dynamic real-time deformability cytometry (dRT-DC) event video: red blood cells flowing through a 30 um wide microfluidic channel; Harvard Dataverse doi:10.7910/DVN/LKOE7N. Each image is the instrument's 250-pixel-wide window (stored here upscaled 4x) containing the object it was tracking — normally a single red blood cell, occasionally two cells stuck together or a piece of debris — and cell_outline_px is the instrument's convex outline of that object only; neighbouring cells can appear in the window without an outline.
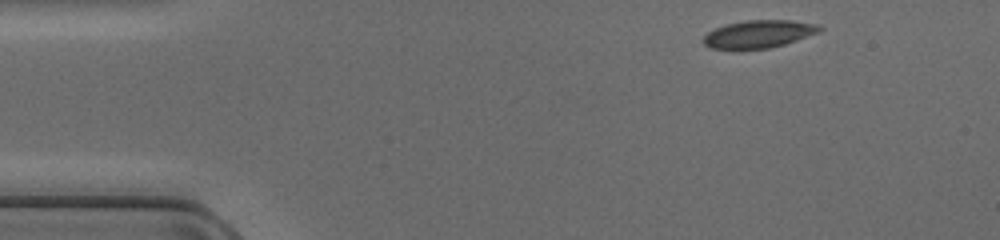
{"species": "common noctule bat (a hibernating species)", "species_latin": "Nyctalus noctula", "temperature_condition": "cold", "stored_images_in_passage": 42, "camera_frame_rate_fps": 3000, "um_per_image_px": 0.085, "animal": {"sex": "female", "body_mass_g": 17.0, "forearm_length_mm": 48.0}, "frame": {"image": 1, "passage_image": 1, "time_ms": 0.0, "image_size_px": [1000, 240], "cell_outline_px": [[824, 28], [820, 32], [784, 44], [768, 48], [712, 48], [704, 44], [704, 36], [708, 32], [716, 28], [728, 24], [744, 20], [792, 20], [816, 24]], "centroid_in_image_um": [64.54, 2.87], "position_along_channel_um": 20.5, "area_um2": 18.38}}
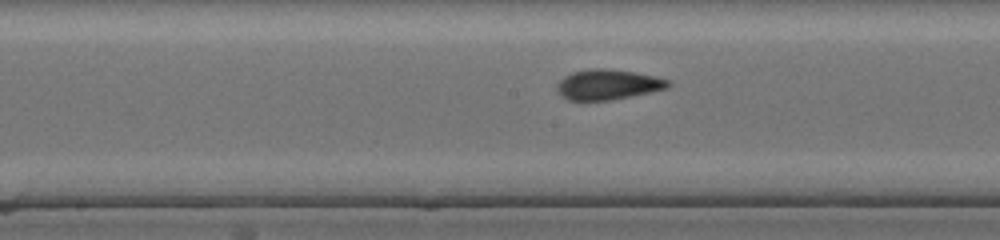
{"frame": {"image": 2, "passage_image": 19, "time_ms": 6.0, "image_size_px": [1000, 240], "cell_outline_px": [[672, 84], [668, 88], [612, 100], [568, 100], [560, 96], [556, 92], [556, 84], [564, 76], [572, 72], [588, 68], [608, 68], [656, 76], [668, 80]], "centroid_in_image_um": [51.63, 7.18], "position_along_channel_um": 196.6, "area_um2": 19.77}}
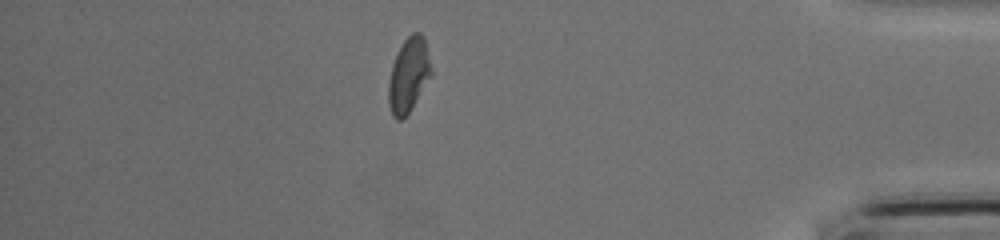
{"frame": {"image": 3, "passage_image": 36, "time_ms": 11.667, "image_size_px": [1000, 240], "cell_outline_px": [[432, 76], [408, 112], [400, 120], [396, 120], [392, 116], [388, 104], [388, 80], [392, 64], [404, 40], [412, 32], [420, 32], [424, 36], [432, 68]], "centroid_in_image_um": [34.73, 6.37], "position_along_channel_um": 400.5, "area_um2": 18.55}}